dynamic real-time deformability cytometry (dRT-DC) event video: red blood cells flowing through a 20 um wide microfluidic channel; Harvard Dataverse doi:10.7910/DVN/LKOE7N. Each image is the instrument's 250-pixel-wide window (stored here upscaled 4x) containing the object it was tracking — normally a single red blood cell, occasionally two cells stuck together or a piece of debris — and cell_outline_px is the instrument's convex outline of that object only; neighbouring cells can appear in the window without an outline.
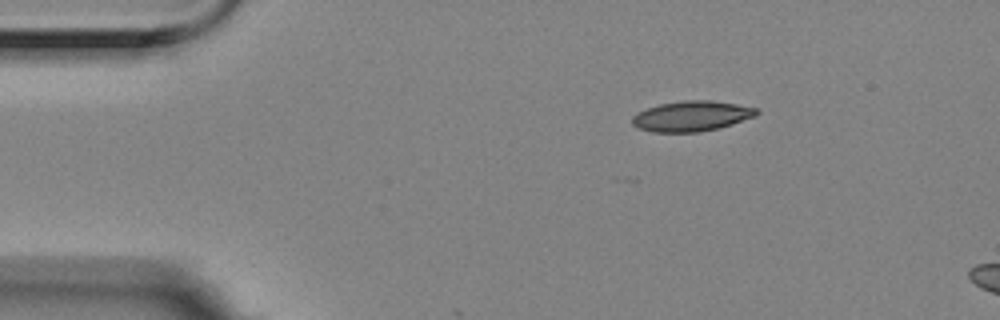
{"species": "Egyptian fruit bat (a non-hibernating species)", "species_latin": "Rousettus aegyptiacus", "temperature_condition": "room temperature", "stored_images_in_passage": 3, "camera_frame_rate_fps": 3000, "um_per_image_px": 0.085, "animal": {"sex": "female"}, "frame": {"image": 1, "passage_image": 1, "time_ms": 0.0, "image_size_px": [1000, 320], "cell_outline_px": [[760, 112], [756, 116], [720, 128], [700, 132], [652, 132], [640, 128], [632, 124], [632, 116], [636, 112], [660, 104], [684, 100], [712, 100], [736, 104], [756, 108]], "centroid_in_image_um": [58.79, 9.87], "position_along_channel_um": 26.2, "area_um2": 22.02}}